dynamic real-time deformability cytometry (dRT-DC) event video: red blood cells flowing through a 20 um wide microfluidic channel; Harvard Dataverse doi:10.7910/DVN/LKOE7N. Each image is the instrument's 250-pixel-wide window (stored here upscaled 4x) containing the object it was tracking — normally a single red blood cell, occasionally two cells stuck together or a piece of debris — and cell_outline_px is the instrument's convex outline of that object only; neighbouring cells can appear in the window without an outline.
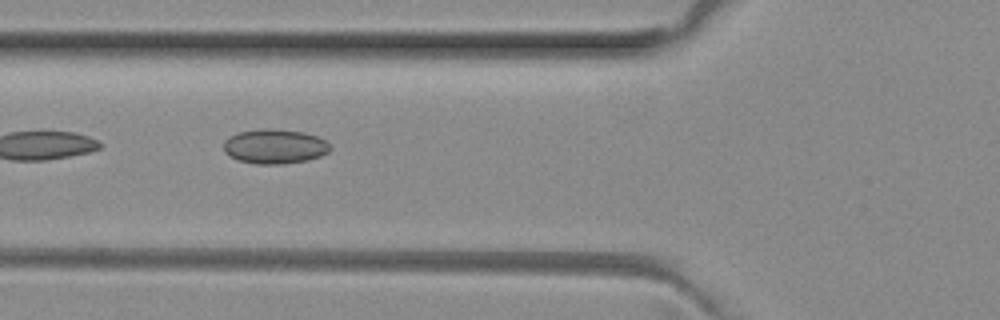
{"species": "common noctule bat (a hibernating species)", "species_latin": "Nyctalus noctula", "temperature_condition": "room temperature", "stored_images_in_passage": 7, "camera_frame_rate_fps": 3000, "um_per_image_px": 0.085, "animal": {"sex": "female", "body_mass_g": 29.2, "forearm_length_mm": 56.3}, "frame": {"image": 1, "passage_image": 5, "time_ms": 1.333, "image_size_px": [1000, 320], "cell_outline_px": [[332, 148], [328, 152], [320, 156], [308, 160], [284, 164], [256, 164], [236, 160], [228, 156], [224, 152], [224, 140], [228, 136], [240, 132], [264, 128], [268, 128], [304, 132], [316, 136], [324, 140]], "centroid_in_image_um": [23.32, 12.45], "position_along_channel_um": 102.5, "area_um2": 21.62}}
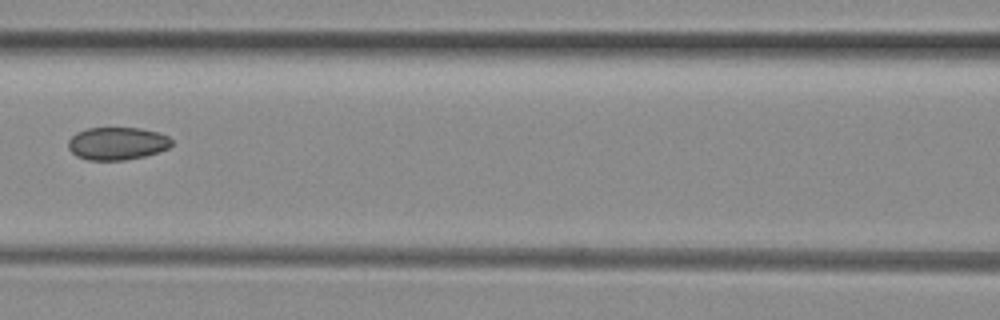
{"frame": {"image": 2, "passage_image": 6, "time_ms": 1.667, "image_size_px": [1000, 320], "cell_outline_px": [[172, 144], [168, 148], [144, 156], [124, 160], [88, 160], [76, 156], [68, 148], [68, 140], [76, 132], [88, 128], [140, 128], [156, 132], [168, 136], [172, 140]], "centroid_in_image_um": [9.93, 12.19], "position_along_channel_um": 156.7, "area_um2": 19.65}}
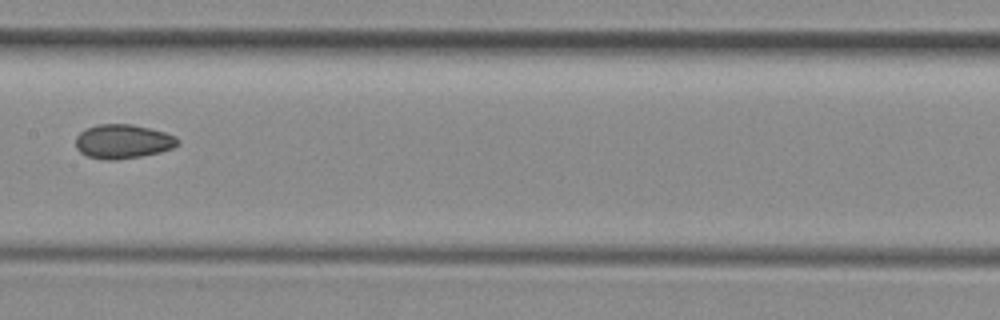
{"frame": {"image": 3, "passage_image": 7, "time_ms": 2.0, "image_size_px": [1000, 320], "cell_outline_px": [[180, 144], [172, 148], [160, 152], [140, 156], [116, 160], [104, 160], [88, 156], [80, 152], [76, 148], [76, 136], [80, 132], [88, 128], [100, 124], [132, 124], [164, 132], [176, 136], [180, 140]], "centroid_in_image_um": [10.46, 12.03], "position_along_channel_um": 196.9, "area_um2": 20.29}}